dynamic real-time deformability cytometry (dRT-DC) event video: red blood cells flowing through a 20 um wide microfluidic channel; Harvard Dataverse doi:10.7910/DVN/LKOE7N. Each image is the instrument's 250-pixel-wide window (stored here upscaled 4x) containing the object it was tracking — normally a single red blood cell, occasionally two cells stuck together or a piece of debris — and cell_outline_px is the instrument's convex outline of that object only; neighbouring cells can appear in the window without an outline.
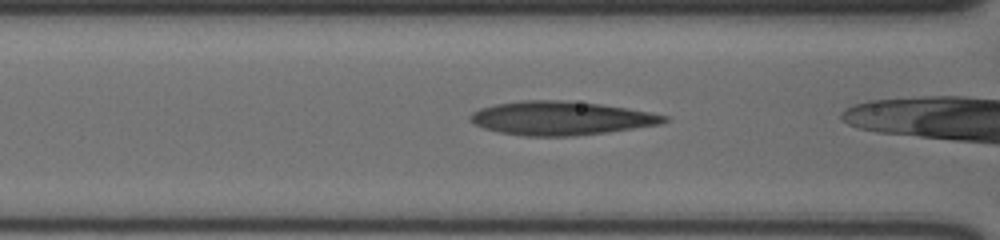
{"species": "human", "species_latin": "Homo sapiens", "temperature_condition": "cold", "stored_images_in_passage": 47, "camera_frame_rate_fps": 3000, "um_per_image_px": 0.085, "donor": {"sex": "male"}, "frame": {"image": 1, "passage_image": 25, "time_ms": 8.0, "image_size_px": [1000, 240], "cell_outline_px": [[668, 120], [660, 124], [608, 132], [572, 136], [524, 136], [500, 132], [484, 128], [468, 120], [468, 116], [472, 112], [480, 108], [496, 104], [524, 100], [564, 100], [600, 104], [652, 112], [668, 116]], "centroid_in_image_um": [47.67, 10.04], "position_along_channel_um": 118.9, "area_um2": 38.03}}
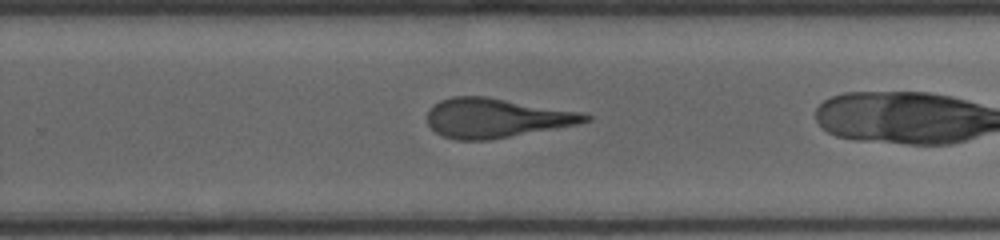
{"frame": {"image": 2, "passage_image": 39, "time_ms": 12.667, "image_size_px": [1000, 240], "cell_outline_px": [[592, 120], [576, 124], [488, 140], [456, 140], [444, 136], [436, 132], [428, 124], [428, 112], [440, 100], [452, 96], [488, 96], [580, 112], [592, 116]], "centroid_in_image_um": [42.16, 10.02], "position_along_channel_um": 287.6, "area_um2": 35.84}}
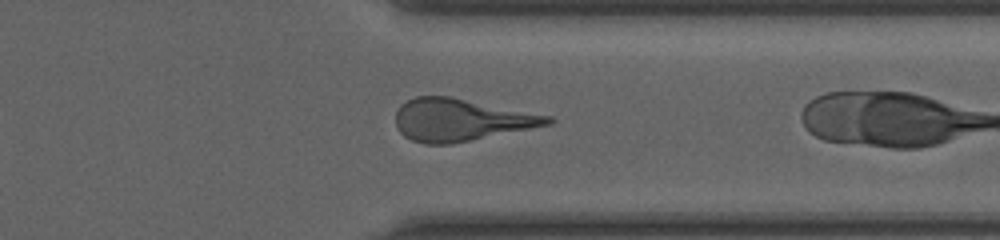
{"frame": {"image": 3, "passage_image": 46, "time_ms": 15.0, "image_size_px": [1000, 240], "cell_outline_px": [[556, 120], [552, 124], [448, 144], [424, 144], [412, 140], [404, 136], [396, 128], [396, 112], [400, 104], [416, 96], [448, 96], [552, 116]], "centroid_in_image_um": [39.15, 10.18], "position_along_channel_um": 372.3, "area_um2": 37.17}}